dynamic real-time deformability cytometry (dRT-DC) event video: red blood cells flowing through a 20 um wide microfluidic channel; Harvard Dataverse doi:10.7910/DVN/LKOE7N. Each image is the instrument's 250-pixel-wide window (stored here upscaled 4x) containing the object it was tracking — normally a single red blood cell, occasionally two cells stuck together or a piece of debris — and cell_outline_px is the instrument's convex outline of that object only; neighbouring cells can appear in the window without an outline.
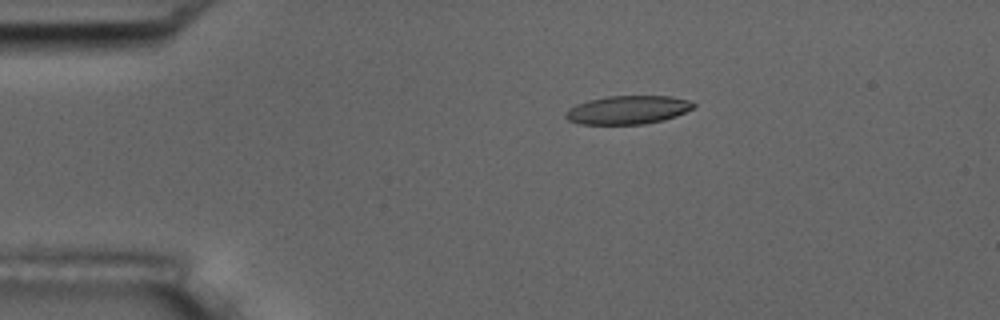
{"species": "common noctule bat (a hibernating species)", "species_latin": "Nyctalus noctula", "temperature_condition": "room temperature", "stored_images_in_passage": 8, "camera_frame_rate_fps": 3000, "um_per_image_px": 0.085, "animal": {"sex": "male", "body_mass_g": 17.5, "forearm_length_mm": 52.3}, "frame": {"image": 1, "passage_image": 4, "time_ms": 3.333, "image_size_px": [1000, 320], "cell_outline_px": [[696, 104], [692, 108], [676, 116], [664, 120], [644, 124], [580, 124], [568, 120], [564, 116], [564, 112], [568, 108], [576, 104], [588, 100], [608, 96], [672, 96], [688, 100]], "centroid_in_image_um": [53.33, 9.34], "position_along_channel_um": 31.7, "area_um2": 21.27}}
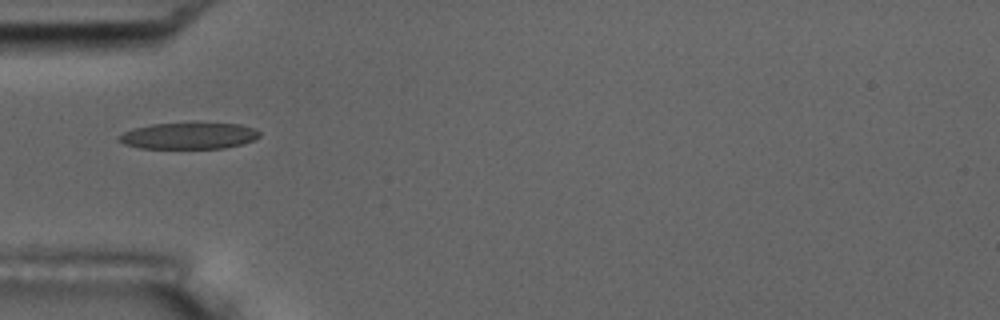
{"frame": {"image": 2, "passage_image": 6, "time_ms": 5.667, "image_size_px": [1000, 320], "cell_outline_px": [[260, 136], [256, 140], [244, 144], [224, 148], [140, 148], [124, 144], [116, 140], [124, 132], [132, 128], [152, 124], [240, 124], [252, 128], [260, 132]], "centroid_in_image_um": [16.05, 11.56], "position_along_channel_um": 68.9, "area_um2": 21.44}}